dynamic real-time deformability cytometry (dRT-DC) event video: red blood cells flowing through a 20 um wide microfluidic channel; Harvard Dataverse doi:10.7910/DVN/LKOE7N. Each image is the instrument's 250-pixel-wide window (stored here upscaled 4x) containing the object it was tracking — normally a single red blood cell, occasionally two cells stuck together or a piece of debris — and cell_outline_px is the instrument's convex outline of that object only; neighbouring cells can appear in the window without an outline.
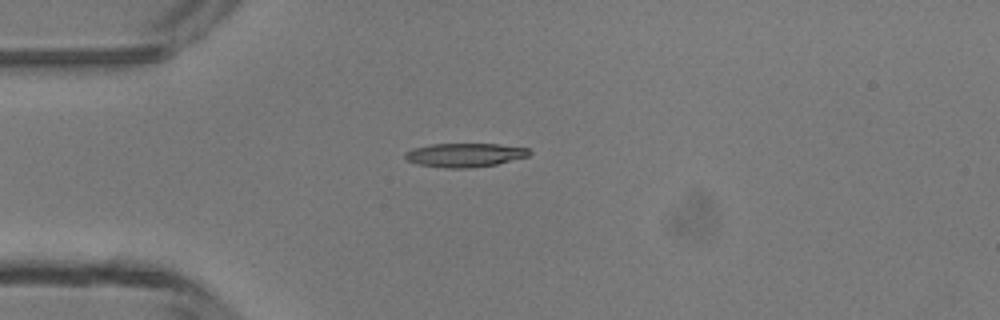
{"species": "common noctule bat (a hibernating species)", "species_latin": "Nyctalus noctula", "temperature_condition": "room temperature", "stored_images_in_passage": 1, "camera_frame_rate_fps": 3000, "um_per_image_px": 0.085, "animal": {"sex": "male", "body_mass_g": 13.3}, "frame": {"image": 1, "passage_image": 1, "time_ms": 0.0, "image_size_px": [1000, 320], "cell_outline_px": [[532, 152], [528, 156], [496, 164], [472, 168], [444, 168], [420, 164], [408, 160], [404, 156], [404, 152], [412, 148], [432, 144], [500, 144], [528, 148]], "centroid_in_image_um": [39.51, 13.17], "position_along_channel_um": 45.5, "area_um2": 17.22}}